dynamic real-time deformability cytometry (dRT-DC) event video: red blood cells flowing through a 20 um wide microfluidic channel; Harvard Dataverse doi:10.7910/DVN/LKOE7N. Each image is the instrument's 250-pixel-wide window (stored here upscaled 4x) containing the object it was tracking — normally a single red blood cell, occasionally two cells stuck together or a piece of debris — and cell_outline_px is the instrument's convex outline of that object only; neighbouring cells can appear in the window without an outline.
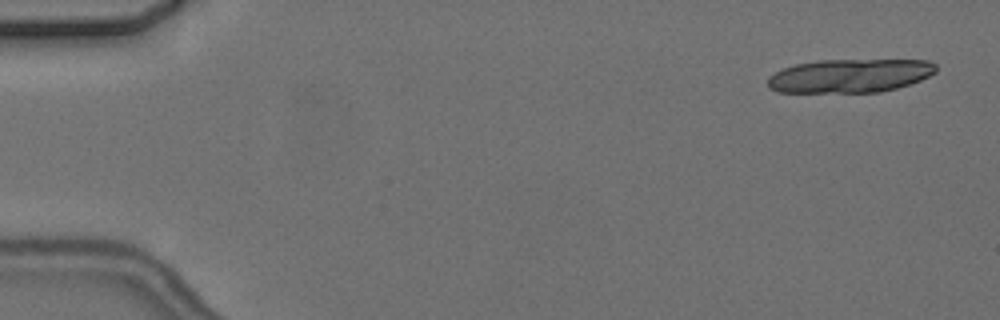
{"species": "common noctule bat (a hibernating species)", "species_latin": "Nyctalus noctula", "temperature_condition": "cold", "stored_images_in_passage": 5, "camera_frame_rate_fps": 3000, "um_per_image_px": 0.085, "animal": {"sex": "female", "body_mass_g": 24.6, "forearm_length_mm": 56.2}, "frame": {"image": 1, "passage_image": 1, "time_ms": 0.0, "image_size_px": [1000, 320], "cell_outline_px": [[936, 72], [920, 80], [896, 88], [880, 92], [776, 92], [768, 88], [768, 76], [784, 68], [796, 64], [816, 60], [928, 60], [936, 64]], "centroid_in_image_um": [72.22, 6.44], "position_along_channel_um": 12.8, "area_um2": 32.95}}